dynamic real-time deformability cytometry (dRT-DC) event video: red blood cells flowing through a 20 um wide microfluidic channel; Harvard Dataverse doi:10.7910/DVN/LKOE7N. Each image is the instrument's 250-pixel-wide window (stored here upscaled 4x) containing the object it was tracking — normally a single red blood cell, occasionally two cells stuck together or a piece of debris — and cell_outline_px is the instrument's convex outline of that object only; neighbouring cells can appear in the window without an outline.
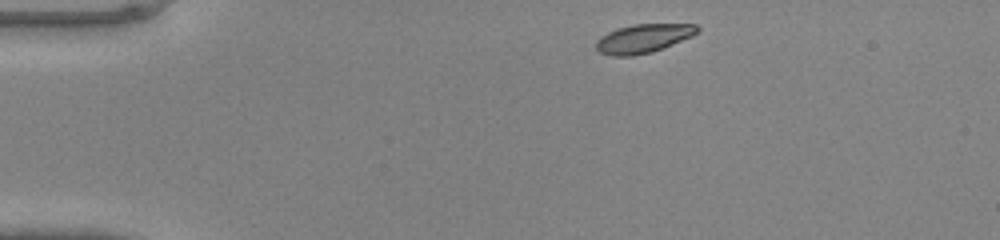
{"species": "common noctule bat (a hibernating species)", "species_latin": "Nyctalus noctula", "temperature_condition": "warm", "stored_images_in_passage": 40, "camera_frame_rate_fps": 3000, "um_per_image_px": 0.085, "animal": {"sex": "male", "body_mass_g": 20.0, "forearm_length_mm": 53.3}, "frame": {"image": 1, "passage_image": 1, "time_ms": 0.0, "image_size_px": [1000, 240], "cell_outline_px": [[700, 32], [692, 36], [652, 52], [632, 56], [612, 56], [600, 52], [596, 48], [596, 40], [600, 36], [608, 32], [632, 24], [696, 24], [700, 28]], "centroid_in_image_um": [54.69, 3.27], "position_along_channel_um": 30.3, "area_um2": 16.94}}
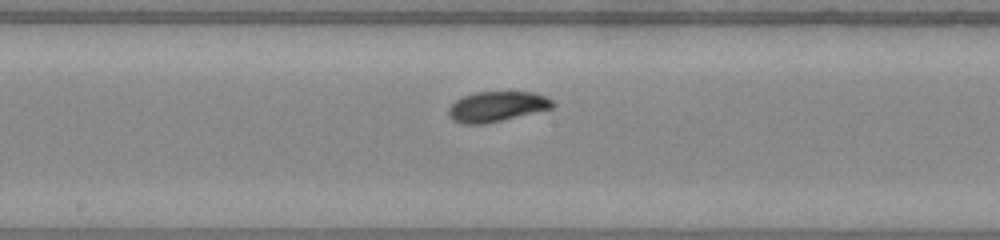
{"frame": {"image": 2, "passage_image": 18, "time_ms": 5.667, "image_size_px": [1000, 240], "cell_outline_px": [[556, 104], [552, 108], [484, 124], [460, 124], [452, 120], [448, 116], [448, 108], [456, 100], [464, 96], [476, 92], [532, 92], [544, 96], [552, 100]], "centroid_in_image_um": [42.19, 9.06], "position_along_channel_um": 206.0, "area_um2": 18.21}}
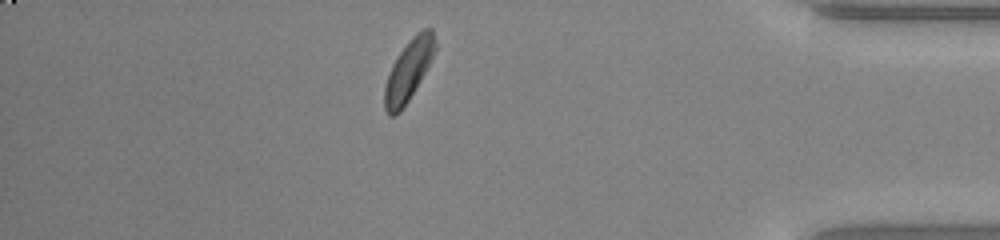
{"frame": {"image": 3, "passage_image": 34, "time_ms": 11.0, "image_size_px": [1000, 240], "cell_outline_px": [[436, 48], [416, 88], [400, 112], [392, 116], [388, 116], [384, 108], [384, 88], [392, 64], [400, 52], [416, 32], [424, 28], [432, 28], [436, 44]], "centroid_in_image_um": [34.7, 5.99], "position_along_channel_um": 400.5, "area_um2": 17.57}}